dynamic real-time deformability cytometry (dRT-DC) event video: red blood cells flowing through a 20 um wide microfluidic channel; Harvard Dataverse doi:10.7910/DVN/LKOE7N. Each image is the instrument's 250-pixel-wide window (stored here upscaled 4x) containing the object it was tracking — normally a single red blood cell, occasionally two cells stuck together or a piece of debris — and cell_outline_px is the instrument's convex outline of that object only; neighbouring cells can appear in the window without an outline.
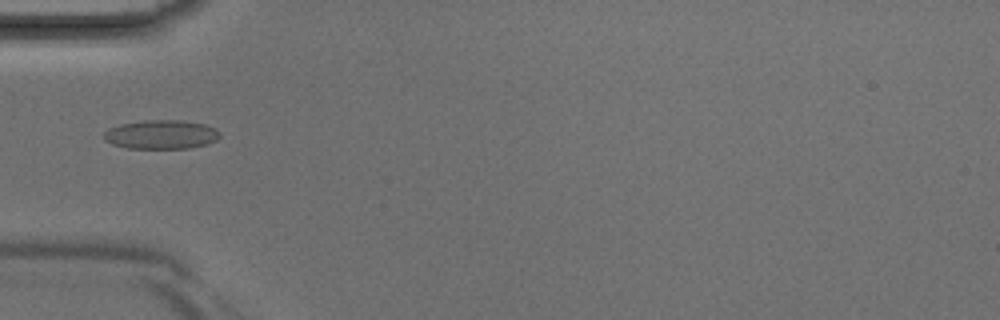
{"species": "Egyptian fruit bat (a non-hibernating species)", "species_latin": "Rousettus aegyptiacus", "temperature_condition": "room temperature", "stored_images_in_passage": 4, "camera_frame_rate_fps": 3000, "um_per_image_px": 0.085, "animal": {"sex": "male"}, "frame": {"image": 1, "passage_image": 4, "time_ms": 1.0, "image_size_px": [1000, 320], "cell_outline_px": [[220, 136], [216, 140], [208, 144], [188, 148], [128, 148], [112, 144], [104, 140], [104, 132], [108, 128], [120, 124], [144, 120], [180, 120], [204, 124], [216, 128], [220, 132]], "centroid_in_image_um": [13.7, 11.43], "position_along_channel_um": 71.3, "area_um2": 19.65}}